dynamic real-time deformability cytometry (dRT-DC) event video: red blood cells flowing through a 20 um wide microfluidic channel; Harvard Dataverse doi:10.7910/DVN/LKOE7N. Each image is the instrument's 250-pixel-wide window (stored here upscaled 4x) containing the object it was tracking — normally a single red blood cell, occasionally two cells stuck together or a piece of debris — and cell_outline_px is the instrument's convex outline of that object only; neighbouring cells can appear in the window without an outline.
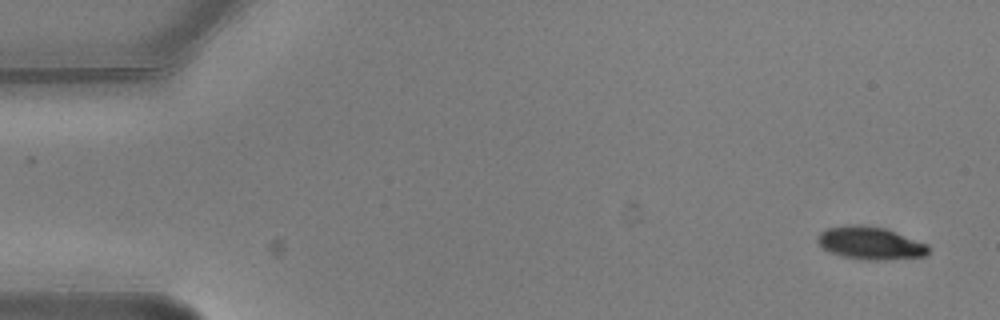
{"species": "common noctule bat (a hibernating species)", "species_latin": "Nyctalus noctula", "temperature_condition": "warm", "stored_images_in_passage": 2, "camera_frame_rate_fps": 3000, "um_per_image_px": 0.085, "animal": {"sex": "male", "body_mass_g": 20.5, "forearm_length_mm": 52.5}, "frame": {"image": 1, "passage_image": 2, "time_ms": 0.333, "image_size_px": [1000, 320], "cell_outline_px": [[928, 256], [880, 260], [868, 260], [844, 256], [828, 252], [816, 240], [816, 236], [820, 232], [828, 228], [848, 224], [864, 224], [884, 228], [896, 232], [928, 244]], "centroid_in_image_um": [73.97, 20.65], "position_along_channel_um": 11.0, "area_um2": 21.21}}